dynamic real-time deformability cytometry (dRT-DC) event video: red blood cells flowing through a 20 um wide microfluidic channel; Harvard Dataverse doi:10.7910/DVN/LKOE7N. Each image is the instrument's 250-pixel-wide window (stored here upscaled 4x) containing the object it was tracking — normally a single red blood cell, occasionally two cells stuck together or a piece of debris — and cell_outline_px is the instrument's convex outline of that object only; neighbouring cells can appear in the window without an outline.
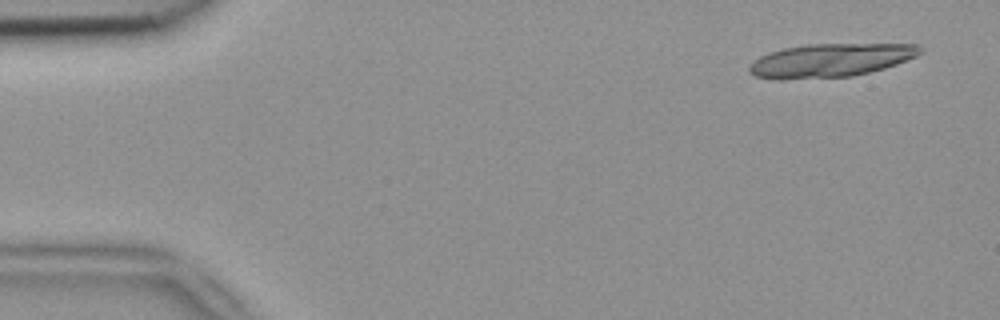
{"species": "common noctule bat (a hibernating species)", "species_latin": "Nyctalus noctula", "temperature_condition": "room temperature", "stored_images_in_passage": 5, "camera_frame_rate_fps": 3000, "um_per_image_px": 0.085, "animal": {"sex": "female", "body_mass_g": 18.4}, "frame": {"image": 1, "passage_image": 1, "time_ms": 0.0, "image_size_px": [1000, 320], "cell_outline_px": [[924, 48], [916, 56], [908, 60], [884, 68], [852, 76], [780, 80], [776, 80], [756, 76], [748, 72], [748, 68], [760, 56], [768, 52], [784, 48], [808, 44], [916, 44]], "centroid_in_image_um": [70.58, 5.13], "position_along_channel_um": 14.4, "area_um2": 33.29}}
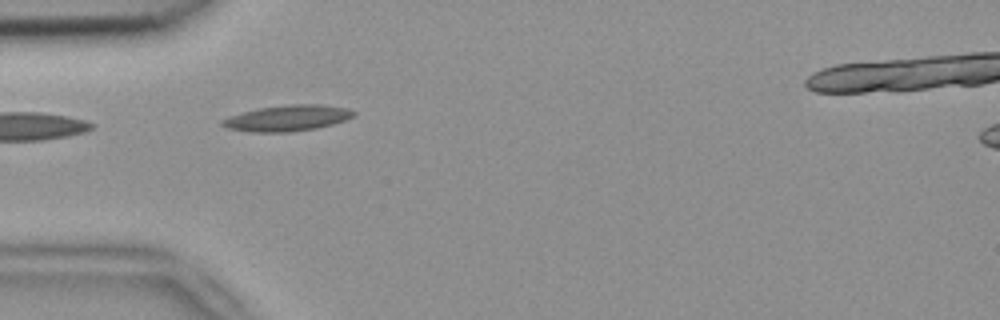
{"frame": {"image": 2, "passage_image": 4, "time_ms": 1.0, "image_size_px": [1000, 320], "cell_outline_px": [[356, 116], [332, 124], [316, 128], [288, 132], [248, 132], [228, 128], [220, 124], [220, 120], [244, 112], [260, 108], [292, 104], [320, 104], [348, 108], [356, 112]], "centroid_in_image_um": [24.46, 10.04], "position_along_channel_um": 60.5, "area_um2": 19.71}}